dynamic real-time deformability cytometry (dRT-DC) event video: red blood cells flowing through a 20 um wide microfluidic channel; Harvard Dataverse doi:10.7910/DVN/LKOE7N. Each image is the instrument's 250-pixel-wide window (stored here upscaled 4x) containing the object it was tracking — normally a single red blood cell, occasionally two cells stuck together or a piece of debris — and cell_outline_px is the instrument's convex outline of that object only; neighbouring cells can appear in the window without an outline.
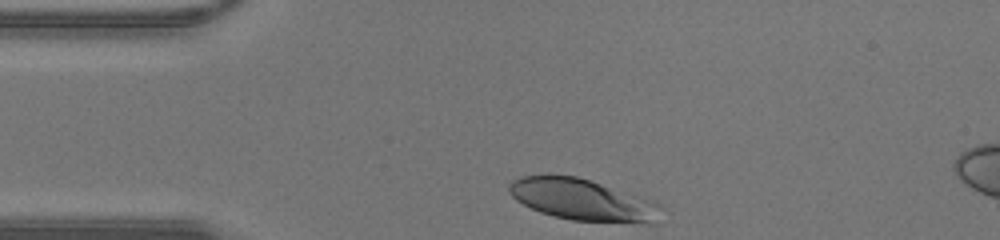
{"species": "human", "species_latin": "Homo sapiens", "temperature_condition": "warm", "stored_images_in_passage": 25, "camera_frame_rate_fps": 3000, "um_per_image_px": 0.085, "donor": {"sex": "male"}, "frame": {"image": 1, "passage_image": 1, "time_ms": 0.0, "image_size_px": [1000, 240], "cell_outline_px": [[660, 208], [652, 224], [572, 220], [552, 216], [540, 212], [516, 200], [508, 192], [508, 184], [512, 180], [524, 176], [548, 172], [576, 176], [660, 204]], "centroid_in_image_um": [49.38, 16.96], "position_along_channel_um": 35.6, "area_um2": 36.53}}
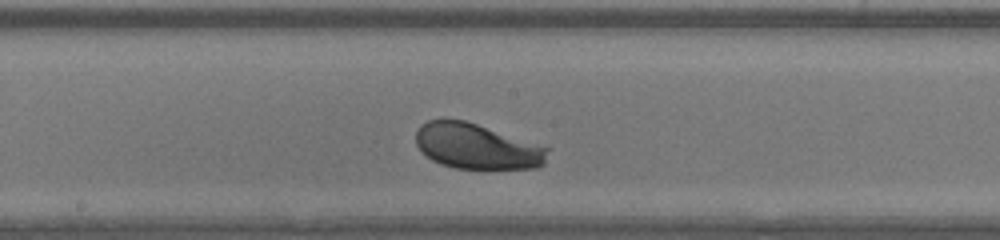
{"frame": {"image": 2, "passage_image": 14, "time_ms": 4.333, "image_size_px": [1000, 240], "cell_outline_px": [[552, 148], [544, 164], [540, 168], [456, 168], [440, 164], [432, 160], [420, 152], [416, 144], [416, 132], [420, 124], [428, 120], [464, 120]], "centroid_in_image_um": [40.54, 12.45], "position_along_channel_um": 207.7, "area_um2": 34.97}}
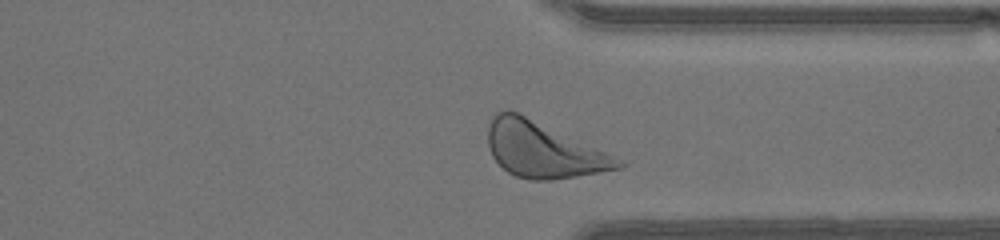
{"frame": {"image": 3, "passage_image": 24, "time_ms": 7.667, "image_size_px": [1000, 240], "cell_outline_px": [[624, 168], [552, 180], [532, 180], [516, 176], [508, 172], [492, 156], [488, 148], [488, 124], [496, 112], [508, 108], [520, 112], [616, 156], [624, 164]], "centroid_in_image_um": [46.15, 12.7], "position_along_channel_um": 365.2, "area_um2": 42.43}}